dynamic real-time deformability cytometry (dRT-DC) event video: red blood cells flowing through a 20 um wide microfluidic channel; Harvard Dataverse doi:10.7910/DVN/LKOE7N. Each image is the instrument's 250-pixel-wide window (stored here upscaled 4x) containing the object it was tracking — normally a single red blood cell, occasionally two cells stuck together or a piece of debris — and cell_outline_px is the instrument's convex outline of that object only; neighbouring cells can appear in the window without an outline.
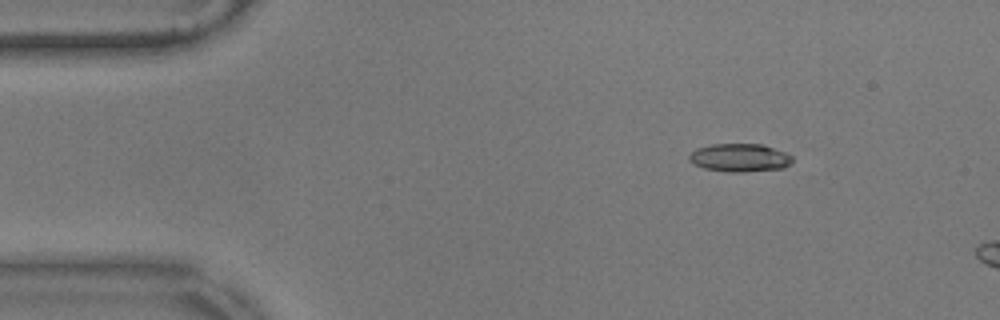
{"species": "common noctule bat (a hibernating species)", "species_latin": "Nyctalus noctula", "temperature_condition": "warm", "stored_images_in_passage": 13, "camera_frame_rate_fps": 3000, "um_per_image_px": 0.085, "animal": {"sex": "male", "body_mass_g": 17.9}, "frame": {"image": 1, "passage_image": 8, "time_ms": 2.333, "image_size_px": [1000, 320], "cell_outline_px": [[792, 160], [784, 168], [744, 172], [728, 172], [704, 168], [692, 164], [688, 160], [688, 156], [696, 148], [712, 144], [760, 144], [784, 152], [792, 156]], "centroid_in_image_um": [62.82, 13.41], "position_along_channel_um": 22.2, "area_um2": 16.88}}